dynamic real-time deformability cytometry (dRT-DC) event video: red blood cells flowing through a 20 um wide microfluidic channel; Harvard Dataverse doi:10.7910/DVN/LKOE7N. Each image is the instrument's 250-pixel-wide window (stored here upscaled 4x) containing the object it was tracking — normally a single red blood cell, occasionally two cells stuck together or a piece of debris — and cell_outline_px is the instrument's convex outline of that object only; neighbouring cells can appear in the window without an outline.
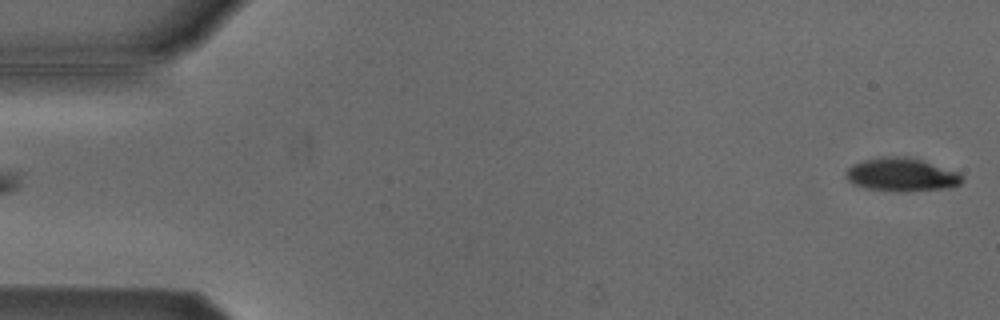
{"species": "Egyptian fruit bat (a non-hibernating species)", "species_latin": "Rousettus aegyptiacus", "temperature_condition": "cold", "stored_images_in_passage": 7, "segment_of_instrument_passage": [2, 2], "camera_frame_rate_fps": 3000, "um_per_image_px": 0.085, "animal": {"sex": "male"}, "frame": {"image": 1, "passage_image": 7, "time_ms": 2.0, "image_size_px": [1000, 320], "cell_outline_px": [[964, 180], [960, 184], [948, 188], [908, 192], [896, 192], [864, 188], [852, 184], [844, 176], [848, 168], [852, 164], [864, 160], [880, 156], [904, 156], [920, 160], [960, 172]], "centroid_in_image_um": [76.62, 14.86], "position_along_channel_um": 8.4, "area_um2": 22.95}}